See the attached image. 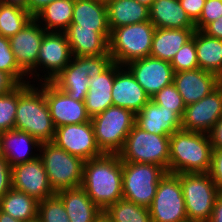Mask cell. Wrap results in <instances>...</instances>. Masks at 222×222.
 Here are the masks:
<instances>
[{"instance_id": "cell-4", "label": "cell", "mask_w": 222, "mask_h": 222, "mask_svg": "<svg viewBox=\"0 0 222 222\" xmlns=\"http://www.w3.org/2000/svg\"><path fill=\"white\" fill-rule=\"evenodd\" d=\"M39 152L55 194L81 187L84 160L69 154L52 141L41 143Z\"/></svg>"}, {"instance_id": "cell-3", "label": "cell", "mask_w": 222, "mask_h": 222, "mask_svg": "<svg viewBox=\"0 0 222 222\" xmlns=\"http://www.w3.org/2000/svg\"><path fill=\"white\" fill-rule=\"evenodd\" d=\"M212 144L208 134L177 130L170 135L169 173H207Z\"/></svg>"}, {"instance_id": "cell-48", "label": "cell", "mask_w": 222, "mask_h": 222, "mask_svg": "<svg viewBox=\"0 0 222 222\" xmlns=\"http://www.w3.org/2000/svg\"><path fill=\"white\" fill-rule=\"evenodd\" d=\"M208 222H222V192L218 195Z\"/></svg>"}, {"instance_id": "cell-29", "label": "cell", "mask_w": 222, "mask_h": 222, "mask_svg": "<svg viewBox=\"0 0 222 222\" xmlns=\"http://www.w3.org/2000/svg\"><path fill=\"white\" fill-rule=\"evenodd\" d=\"M195 30L156 28L150 56L171 62L180 48L192 38Z\"/></svg>"}, {"instance_id": "cell-17", "label": "cell", "mask_w": 222, "mask_h": 222, "mask_svg": "<svg viewBox=\"0 0 222 222\" xmlns=\"http://www.w3.org/2000/svg\"><path fill=\"white\" fill-rule=\"evenodd\" d=\"M12 188L34 197L37 201L55 195L41 158L12 167Z\"/></svg>"}, {"instance_id": "cell-28", "label": "cell", "mask_w": 222, "mask_h": 222, "mask_svg": "<svg viewBox=\"0 0 222 222\" xmlns=\"http://www.w3.org/2000/svg\"><path fill=\"white\" fill-rule=\"evenodd\" d=\"M106 7L110 31L117 27L150 21L149 7L136 0H108Z\"/></svg>"}, {"instance_id": "cell-41", "label": "cell", "mask_w": 222, "mask_h": 222, "mask_svg": "<svg viewBox=\"0 0 222 222\" xmlns=\"http://www.w3.org/2000/svg\"><path fill=\"white\" fill-rule=\"evenodd\" d=\"M209 175L216 188L222 192V148H212Z\"/></svg>"}, {"instance_id": "cell-46", "label": "cell", "mask_w": 222, "mask_h": 222, "mask_svg": "<svg viewBox=\"0 0 222 222\" xmlns=\"http://www.w3.org/2000/svg\"><path fill=\"white\" fill-rule=\"evenodd\" d=\"M201 31L210 37L222 40V16L207 24Z\"/></svg>"}, {"instance_id": "cell-7", "label": "cell", "mask_w": 222, "mask_h": 222, "mask_svg": "<svg viewBox=\"0 0 222 222\" xmlns=\"http://www.w3.org/2000/svg\"><path fill=\"white\" fill-rule=\"evenodd\" d=\"M97 145L105 154H118L135 124V114L119 106H110L91 117Z\"/></svg>"}, {"instance_id": "cell-52", "label": "cell", "mask_w": 222, "mask_h": 222, "mask_svg": "<svg viewBox=\"0 0 222 222\" xmlns=\"http://www.w3.org/2000/svg\"><path fill=\"white\" fill-rule=\"evenodd\" d=\"M217 88L222 92V71L217 75Z\"/></svg>"}, {"instance_id": "cell-32", "label": "cell", "mask_w": 222, "mask_h": 222, "mask_svg": "<svg viewBox=\"0 0 222 222\" xmlns=\"http://www.w3.org/2000/svg\"><path fill=\"white\" fill-rule=\"evenodd\" d=\"M0 210L24 222L37 220L38 201L24 192L11 188L0 199Z\"/></svg>"}, {"instance_id": "cell-43", "label": "cell", "mask_w": 222, "mask_h": 222, "mask_svg": "<svg viewBox=\"0 0 222 222\" xmlns=\"http://www.w3.org/2000/svg\"><path fill=\"white\" fill-rule=\"evenodd\" d=\"M205 2L206 0H179L181 7L193 23L199 19Z\"/></svg>"}, {"instance_id": "cell-16", "label": "cell", "mask_w": 222, "mask_h": 222, "mask_svg": "<svg viewBox=\"0 0 222 222\" xmlns=\"http://www.w3.org/2000/svg\"><path fill=\"white\" fill-rule=\"evenodd\" d=\"M44 95L55 128L91 120L86 111L85 101L74 100L51 82H44Z\"/></svg>"}, {"instance_id": "cell-18", "label": "cell", "mask_w": 222, "mask_h": 222, "mask_svg": "<svg viewBox=\"0 0 222 222\" xmlns=\"http://www.w3.org/2000/svg\"><path fill=\"white\" fill-rule=\"evenodd\" d=\"M222 117V92L216 88L198 102L186 105L181 129L208 134Z\"/></svg>"}, {"instance_id": "cell-35", "label": "cell", "mask_w": 222, "mask_h": 222, "mask_svg": "<svg viewBox=\"0 0 222 222\" xmlns=\"http://www.w3.org/2000/svg\"><path fill=\"white\" fill-rule=\"evenodd\" d=\"M37 219L39 222H70L64 204L56 194L38 201Z\"/></svg>"}, {"instance_id": "cell-2", "label": "cell", "mask_w": 222, "mask_h": 222, "mask_svg": "<svg viewBox=\"0 0 222 222\" xmlns=\"http://www.w3.org/2000/svg\"><path fill=\"white\" fill-rule=\"evenodd\" d=\"M31 82L18 85L15 129L30 134L39 143L53 141L55 126L44 95V82L41 88Z\"/></svg>"}, {"instance_id": "cell-1", "label": "cell", "mask_w": 222, "mask_h": 222, "mask_svg": "<svg viewBox=\"0 0 222 222\" xmlns=\"http://www.w3.org/2000/svg\"><path fill=\"white\" fill-rule=\"evenodd\" d=\"M81 187L104 212L123 198L122 161L118 154H103L84 162Z\"/></svg>"}, {"instance_id": "cell-15", "label": "cell", "mask_w": 222, "mask_h": 222, "mask_svg": "<svg viewBox=\"0 0 222 222\" xmlns=\"http://www.w3.org/2000/svg\"><path fill=\"white\" fill-rule=\"evenodd\" d=\"M124 66L150 98L173 83L175 72L168 61L147 56L130 61Z\"/></svg>"}, {"instance_id": "cell-25", "label": "cell", "mask_w": 222, "mask_h": 222, "mask_svg": "<svg viewBox=\"0 0 222 222\" xmlns=\"http://www.w3.org/2000/svg\"><path fill=\"white\" fill-rule=\"evenodd\" d=\"M73 56H97L109 53V42L95 29L70 24L65 31Z\"/></svg>"}, {"instance_id": "cell-54", "label": "cell", "mask_w": 222, "mask_h": 222, "mask_svg": "<svg viewBox=\"0 0 222 222\" xmlns=\"http://www.w3.org/2000/svg\"><path fill=\"white\" fill-rule=\"evenodd\" d=\"M3 157L2 154V140H1V133H0V158Z\"/></svg>"}, {"instance_id": "cell-14", "label": "cell", "mask_w": 222, "mask_h": 222, "mask_svg": "<svg viewBox=\"0 0 222 222\" xmlns=\"http://www.w3.org/2000/svg\"><path fill=\"white\" fill-rule=\"evenodd\" d=\"M45 29L32 18L25 27L9 37L11 50L19 68L30 78H35L36 61Z\"/></svg>"}, {"instance_id": "cell-5", "label": "cell", "mask_w": 222, "mask_h": 222, "mask_svg": "<svg viewBox=\"0 0 222 222\" xmlns=\"http://www.w3.org/2000/svg\"><path fill=\"white\" fill-rule=\"evenodd\" d=\"M155 26L151 21L117 27L111 31L109 54L121 66L150 56Z\"/></svg>"}, {"instance_id": "cell-12", "label": "cell", "mask_w": 222, "mask_h": 222, "mask_svg": "<svg viewBox=\"0 0 222 222\" xmlns=\"http://www.w3.org/2000/svg\"><path fill=\"white\" fill-rule=\"evenodd\" d=\"M72 58L73 55L65 32H46L36 61L35 77L37 76L36 78L40 82H50L69 64ZM37 69L46 73L41 75L39 72L37 73Z\"/></svg>"}, {"instance_id": "cell-19", "label": "cell", "mask_w": 222, "mask_h": 222, "mask_svg": "<svg viewBox=\"0 0 222 222\" xmlns=\"http://www.w3.org/2000/svg\"><path fill=\"white\" fill-rule=\"evenodd\" d=\"M111 94L114 106L131 110L134 114L138 113L150 100L131 72L125 66L117 63H115V77Z\"/></svg>"}, {"instance_id": "cell-38", "label": "cell", "mask_w": 222, "mask_h": 222, "mask_svg": "<svg viewBox=\"0 0 222 222\" xmlns=\"http://www.w3.org/2000/svg\"><path fill=\"white\" fill-rule=\"evenodd\" d=\"M150 100L159 106H164L168 110H173L182 119L186 105L173 83L163 87Z\"/></svg>"}, {"instance_id": "cell-44", "label": "cell", "mask_w": 222, "mask_h": 222, "mask_svg": "<svg viewBox=\"0 0 222 222\" xmlns=\"http://www.w3.org/2000/svg\"><path fill=\"white\" fill-rule=\"evenodd\" d=\"M212 148H222V117L214 124V127L208 132Z\"/></svg>"}, {"instance_id": "cell-26", "label": "cell", "mask_w": 222, "mask_h": 222, "mask_svg": "<svg viewBox=\"0 0 222 222\" xmlns=\"http://www.w3.org/2000/svg\"><path fill=\"white\" fill-rule=\"evenodd\" d=\"M56 195L62 200L70 222H96L103 213L82 187L62 190Z\"/></svg>"}, {"instance_id": "cell-21", "label": "cell", "mask_w": 222, "mask_h": 222, "mask_svg": "<svg viewBox=\"0 0 222 222\" xmlns=\"http://www.w3.org/2000/svg\"><path fill=\"white\" fill-rule=\"evenodd\" d=\"M135 124L149 133L170 136L181 129V118L173 110L149 100L135 114Z\"/></svg>"}, {"instance_id": "cell-20", "label": "cell", "mask_w": 222, "mask_h": 222, "mask_svg": "<svg viewBox=\"0 0 222 222\" xmlns=\"http://www.w3.org/2000/svg\"><path fill=\"white\" fill-rule=\"evenodd\" d=\"M173 84L185 105L198 102L217 88V75L200 68L174 73Z\"/></svg>"}, {"instance_id": "cell-51", "label": "cell", "mask_w": 222, "mask_h": 222, "mask_svg": "<svg viewBox=\"0 0 222 222\" xmlns=\"http://www.w3.org/2000/svg\"><path fill=\"white\" fill-rule=\"evenodd\" d=\"M96 222H112L107 215L103 212Z\"/></svg>"}, {"instance_id": "cell-33", "label": "cell", "mask_w": 222, "mask_h": 222, "mask_svg": "<svg viewBox=\"0 0 222 222\" xmlns=\"http://www.w3.org/2000/svg\"><path fill=\"white\" fill-rule=\"evenodd\" d=\"M104 213L112 222H153L149 208L124 198L111 204Z\"/></svg>"}, {"instance_id": "cell-47", "label": "cell", "mask_w": 222, "mask_h": 222, "mask_svg": "<svg viewBox=\"0 0 222 222\" xmlns=\"http://www.w3.org/2000/svg\"><path fill=\"white\" fill-rule=\"evenodd\" d=\"M56 0H27V10L34 17L47 4Z\"/></svg>"}, {"instance_id": "cell-23", "label": "cell", "mask_w": 222, "mask_h": 222, "mask_svg": "<svg viewBox=\"0 0 222 222\" xmlns=\"http://www.w3.org/2000/svg\"><path fill=\"white\" fill-rule=\"evenodd\" d=\"M115 77V63L113 62L101 74L89 78V89L85 98L87 114L93 117L112 106V87Z\"/></svg>"}, {"instance_id": "cell-39", "label": "cell", "mask_w": 222, "mask_h": 222, "mask_svg": "<svg viewBox=\"0 0 222 222\" xmlns=\"http://www.w3.org/2000/svg\"><path fill=\"white\" fill-rule=\"evenodd\" d=\"M174 72L195 70L199 68L195 47V31L192 38L187 41L171 60Z\"/></svg>"}, {"instance_id": "cell-31", "label": "cell", "mask_w": 222, "mask_h": 222, "mask_svg": "<svg viewBox=\"0 0 222 222\" xmlns=\"http://www.w3.org/2000/svg\"><path fill=\"white\" fill-rule=\"evenodd\" d=\"M195 47L199 68L218 75L222 71V40L195 30Z\"/></svg>"}, {"instance_id": "cell-50", "label": "cell", "mask_w": 222, "mask_h": 222, "mask_svg": "<svg viewBox=\"0 0 222 222\" xmlns=\"http://www.w3.org/2000/svg\"><path fill=\"white\" fill-rule=\"evenodd\" d=\"M0 222H24V221L14 219L11 215L0 210Z\"/></svg>"}, {"instance_id": "cell-53", "label": "cell", "mask_w": 222, "mask_h": 222, "mask_svg": "<svg viewBox=\"0 0 222 222\" xmlns=\"http://www.w3.org/2000/svg\"><path fill=\"white\" fill-rule=\"evenodd\" d=\"M136 1H138L141 4L146 5L147 7H150L155 0H136Z\"/></svg>"}, {"instance_id": "cell-22", "label": "cell", "mask_w": 222, "mask_h": 222, "mask_svg": "<svg viewBox=\"0 0 222 222\" xmlns=\"http://www.w3.org/2000/svg\"><path fill=\"white\" fill-rule=\"evenodd\" d=\"M71 24H78V28L95 29L109 42L111 31L105 1L74 0Z\"/></svg>"}, {"instance_id": "cell-27", "label": "cell", "mask_w": 222, "mask_h": 222, "mask_svg": "<svg viewBox=\"0 0 222 222\" xmlns=\"http://www.w3.org/2000/svg\"><path fill=\"white\" fill-rule=\"evenodd\" d=\"M149 17L155 28L195 29L179 0H155L149 7Z\"/></svg>"}, {"instance_id": "cell-37", "label": "cell", "mask_w": 222, "mask_h": 222, "mask_svg": "<svg viewBox=\"0 0 222 222\" xmlns=\"http://www.w3.org/2000/svg\"><path fill=\"white\" fill-rule=\"evenodd\" d=\"M18 105V86L11 92L0 96V133L15 129Z\"/></svg>"}, {"instance_id": "cell-8", "label": "cell", "mask_w": 222, "mask_h": 222, "mask_svg": "<svg viewBox=\"0 0 222 222\" xmlns=\"http://www.w3.org/2000/svg\"><path fill=\"white\" fill-rule=\"evenodd\" d=\"M169 141L170 136L149 133L134 124L118 155L122 162L160 165L169 172Z\"/></svg>"}, {"instance_id": "cell-9", "label": "cell", "mask_w": 222, "mask_h": 222, "mask_svg": "<svg viewBox=\"0 0 222 222\" xmlns=\"http://www.w3.org/2000/svg\"><path fill=\"white\" fill-rule=\"evenodd\" d=\"M166 172L160 165L122 162L123 198L149 208L158 183Z\"/></svg>"}, {"instance_id": "cell-34", "label": "cell", "mask_w": 222, "mask_h": 222, "mask_svg": "<svg viewBox=\"0 0 222 222\" xmlns=\"http://www.w3.org/2000/svg\"><path fill=\"white\" fill-rule=\"evenodd\" d=\"M33 18L27 9L0 2V36L11 37Z\"/></svg>"}, {"instance_id": "cell-10", "label": "cell", "mask_w": 222, "mask_h": 222, "mask_svg": "<svg viewBox=\"0 0 222 222\" xmlns=\"http://www.w3.org/2000/svg\"><path fill=\"white\" fill-rule=\"evenodd\" d=\"M183 189L188 220L208 222L221 193L209 173H178Z\"/></svg>"}, {"instance_id": "cell-11", "label": "cell", "mask_w": 222, "mask_h": 222, "mask_svg": "<svg viewBox=\"0 0 222 222\" xmlns=\"http://www.w3.org/2000/svg\"><path fill=\"white\" fill-rule=\"evenodd\" d=\"M149 211L153 222L188 220L183 189L177 174L166 172L160 179Z\"/></svg>"}, {"instance_id": "cell-6", "label": "cell", "mask_w": 222, "mask_h": 222, "mask_svg": "<svg viewBox=\"0 0 222 222\" xmlns=\"http://www.w3.org/2000/svg\"><path fill=\"white\" fill-rule=\"evenodd\" d=\"M113 63L111 55L73 56L69 64L50 82L77 101H85L89 78L101 74Z\"/></svg>"}, {"instance_id": "cell-13", "label": "cell", "mask_w": 222, "mask_h": 222, "mask_svg": "<svg viewBox=\"0 0 222 222\" xmlns=\"http://www.w3.org/2000/svg\"><path fill=\"white\" fill-rule=\"evenodd\" d=\"M52 142L84 161L104 154L97 145L91 120L81 124H69L55 128Z\"/></svg>"}, {"instance_id": "cell-30", "label": "cell", "mask_w": 222, "mask_h": 222, "mask_svg": "<svg viewBox=\"0 0 222 222\" xmlns=\"http://www.w3.org/2000/svg\"><path fill=\"white\" fill-rule=\"evenodd\" d=\"M73 8L74 0H56L47 4L33 18L42 24L46 32H65L71 24Z\"/></svg>"}, {"instance_id": "cell-40", "label": "cell", "mask_w": 222, "mask_h": 222, "mask_svg": "<svg viewBox=\"0 0 222 222\" xmlns=\"http://www.w3.org/2000/svg\"><path fill=\"white\" fill-rule=\"evenodd\" d=\"M222 16V0H206L199 19L194 23L196 30H202L207 24Z\"/></svg>"}, {"instance_id": "cell-55", "label": "cell", "mask_w": 222, "mask_h": 222, "mask_svg": "<svg viewBox=\"0 0 222 222\" xmlns=\"http://www.w3.org/2000/svg\"><path fill=\"white\" fill-rule=\"evenodd\" d=\"M181 222H194V221H191V220H184V221H181Z\"/></svg>"}, {"instance_id": "cell-49", "label": "cell", "mask_w": 222, "mask_h": 222, "mask_svg": "<svg viewBox=\"0 0 222 222\" xmlns=\"http://www.w3.org/2000/svg\"><path fill=\"white\" fill-rule=\"evenodd\" d=\"M1 3L16 5L21 8L27 9V0H0Z\"/></svg>"}, {"instance_id": "cell-45", "label": "cell", "mask_w": 222, "mask_h": 222, "mask_svg": "<svg viewBox=\"0 0 222 222\" xmlns=\"http://www.w3.org/2000/svg\"><path fill=\"white\" fill-rule=\"evenodd\" d=\"M18 85L8 73L0 70V96L11 92Z\"/></svg>"}, {"instance_id": "cell-24", "label": "cell", "mask_w": 222, "mask_h": 222, "mask_svg": "<svg viewBox=\"0 0 222 222\" xmlns=\"http://www.w3.org/2000/svg\"><path fill=\"white\" fill-rule=\"evenodd\" d=\"M1 140L3 157L11 167L34 160L39 156L37 153L33 154L31 149L39 151L41 143L26 132L9 130L1 133Z\"/></svg>"}, {"instance_id": "cell-36", "label": "cell", "mask_w": 222, "mask_h": 222, "mask_svg": "<svg viewBox=\"0 0 222 222\" xmlns=\"http://www.w3.org/2000/svg\"><path fill=\"white\" fill-rule=\"evenodd\" d=\"M0 70L8 73L18 84L29 82L27 80L28 76L19 68L16 62L9 39L4 36H0Z\"/></svg>"}, {"instance_id": "cell-42", "label": "cell", "mask_w": 222, "mask_h": 222, "mask_svg": "<svg viewBox=\"0 0 222 222\" xmlns=\"http://www.w3.org/2000/svg\"><path fill=\"white\" fill-rule=\"evenodd\" d=\"M12 167L4 158H0V199L12 188Z\"/></svg>"}]
</instances>
